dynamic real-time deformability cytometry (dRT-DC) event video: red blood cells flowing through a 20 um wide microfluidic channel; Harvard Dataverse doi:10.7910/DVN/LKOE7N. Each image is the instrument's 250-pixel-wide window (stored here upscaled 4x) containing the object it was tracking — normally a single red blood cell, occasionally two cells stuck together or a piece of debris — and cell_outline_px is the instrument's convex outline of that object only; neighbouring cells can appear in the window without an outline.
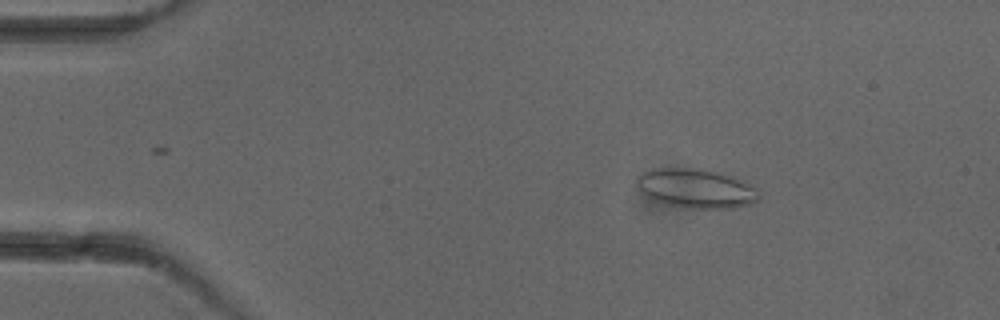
{"species": "common noctule bat (a hibernating species)", "species_latin": "Nyctalus noctula", "temperature_condition": "cold", "stored_images_in_passage": 3, "camera_frame_rate_fps": 3000, "um_per_image_px": 0.085, "animal": {"sex": "female"}, "frame": {"image": 1, "passage_image": 1, "time_ms": 0.0, "image_size_px": [1000, 320], "cell_outline_px": [[760, 196], [752, 204], [732, 208], [692, 208], [672, 204], [656, 200], [648, 196], [636, 184], [636, 176], [640, 172], [648, 168], [680, 168], [716, 172], [732, 176], [744, 180]], "centroid_in_image_um": [59.13, 16.0], "position_along_channel_um": 25.9, "area_um2": 27.28}}